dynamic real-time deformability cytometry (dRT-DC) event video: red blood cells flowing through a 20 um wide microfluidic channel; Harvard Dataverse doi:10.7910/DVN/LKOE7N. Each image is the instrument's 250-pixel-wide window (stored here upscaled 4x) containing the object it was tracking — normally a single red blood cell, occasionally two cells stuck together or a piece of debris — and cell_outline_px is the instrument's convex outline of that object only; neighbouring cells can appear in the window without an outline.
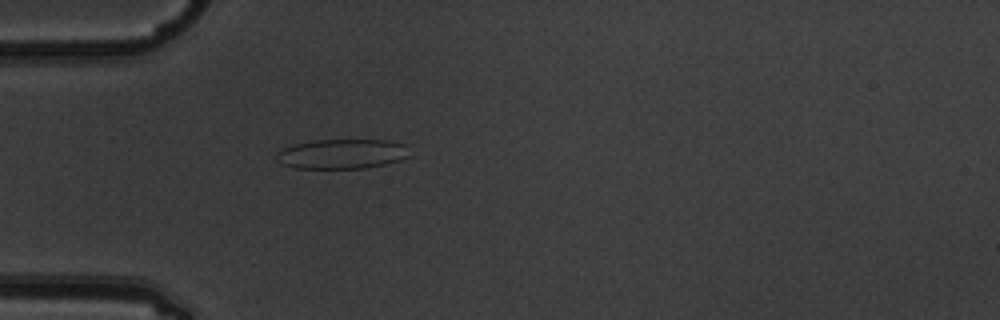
{"species": "common noctule bat (a hibernating species)", "species_latin": "Nyctalus noctula", "temperature_condition": "warm", "stored_images_in_passage": 5, "camera_frame_rate_fps": 3000, "um_per_image_px": 0.085, "animal": {"sex": "male", "body_mass_g": 19.5, "forearm_length_mm": 54.6}, "frame": {"image": 1, "passage_image": 5, "time_ms": 1.333, "image_size_px": [1000, 320], "cell_outline_px": [[408, 156], [400, 160], [384, 164], [364, 168], [296, 168], [284, 164], [276, 160], [276, 152], [284, 148], [296, 144], [316, 140], [392, 140], [404, 144]], "centroid_in_image_um": [29.05, 13.08], "position_along_channel_um": 55.9, "area_um2": 22.77}}